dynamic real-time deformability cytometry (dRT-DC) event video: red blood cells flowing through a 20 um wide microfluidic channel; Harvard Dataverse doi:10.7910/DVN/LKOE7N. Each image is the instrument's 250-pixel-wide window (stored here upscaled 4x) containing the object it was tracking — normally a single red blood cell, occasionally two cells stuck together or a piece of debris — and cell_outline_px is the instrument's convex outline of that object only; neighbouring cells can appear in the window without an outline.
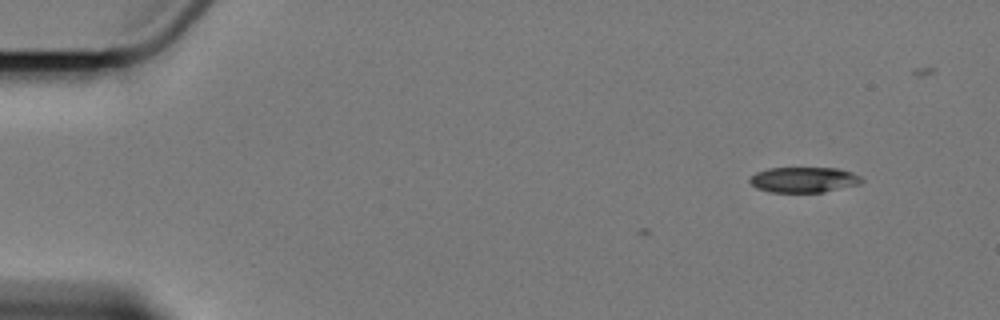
{"species": "Egyptian fruit bat (a non-hibernating species)", "species_latin": "Rousettus aegyptiacus", "temperature_condition": "cold", "stored_images_in_passage": 3, "camera_frame_rate_fps": 3000, "um_per_image_px": 0.085, "animal": {"sex": "female"}, "frame": {"image": 1, "passage_image": 3, "time_ms": 2.333, "image_size_px": [1000, 320], "cell_outline_px": [[864, 180], [860, 184], [824, 192], [768, 192], [756, 188], [748, 180], [756, 172], [768, 168], [840, 168], [852, 172], [860, 176]], "centroid_in_image_um": [68.33, 15.28], "position_along_channel_um": 16.7, "area_um2": 16.7}}